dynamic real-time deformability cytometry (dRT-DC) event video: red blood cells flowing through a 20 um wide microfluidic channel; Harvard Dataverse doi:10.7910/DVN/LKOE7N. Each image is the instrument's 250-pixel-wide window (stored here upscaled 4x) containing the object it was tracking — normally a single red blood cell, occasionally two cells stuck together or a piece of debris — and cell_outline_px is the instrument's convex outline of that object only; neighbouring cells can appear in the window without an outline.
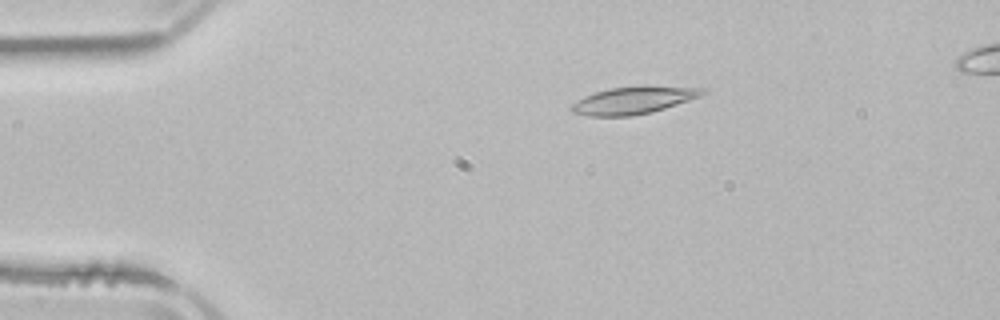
{"species": "common noctule bat (a hibernating species)", "species_latin": "Nyctalus noctula", "temperature_condition": "room temperature", "stored_images_in_passage": 4, "camera_frame_rate_fps": 3000, "um_per_image_px": 0.085, "animal": {"sex": "male", "body_mass_g": 21.5, "forearm_length_mm": 52.0}, "frame": {"image": 1, "passage_image": 2, "time_ms": 2.333, "image_size_px": [1000, 320], "cell_outline_px": [[708, 88], [700, 96], [652, 112], [632, 116], [588, 116], [572, 112], [568, 108], [572, 104], [584, 96], [608, 88]], "centroid_in_image_um": [53.72, 8.58], "position_along_channel_um": 31.3, "area_um2": 19.83}}